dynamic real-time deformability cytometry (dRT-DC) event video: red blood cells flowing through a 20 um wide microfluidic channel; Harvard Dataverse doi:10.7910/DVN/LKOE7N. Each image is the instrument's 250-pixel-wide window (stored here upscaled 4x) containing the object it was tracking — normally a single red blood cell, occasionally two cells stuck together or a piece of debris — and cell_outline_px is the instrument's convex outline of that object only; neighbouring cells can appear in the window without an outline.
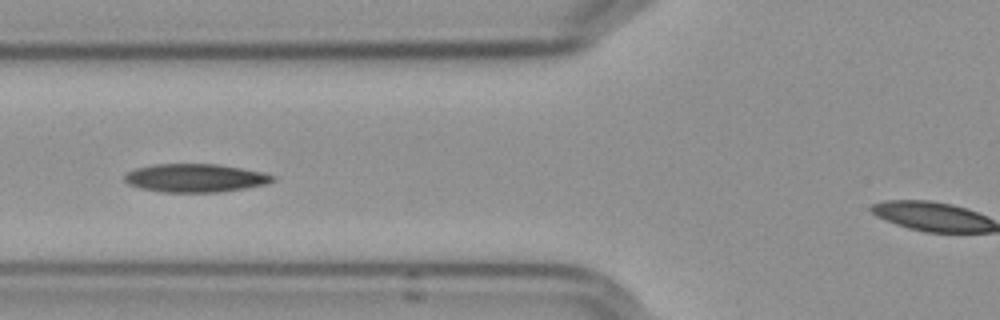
{"species": "Egyptian fruit bat (a non-hibernating species)", "species_latin": "Rousettus aegyptiacus", "temperature_condition": "cold", "stored_images_in_passage": 40, "camera_frame_rate_fps": 3000, "um_per_image_px": 0.085, "frame": {"image": 1, "passage_image": 18, "time_ms": 5.667, "image_size_px": [1000, 320], "cell_outline_px": [[276, 180], [264, 184], [244, 188], [216, 192], [164, 192], [140, 188], [128, 184], [124, 180], [124, 176], [128, 172], [136, 168], [156, 164], [216, 164], [264, 172], [276, 176]], "centroid_in_image_um": [16.6, 15.12], "position_along_channel_um": 109.2, "area_um2": 24.28}, "authors_computed_cell_mechanics": {"area_um2": 23.8136, "velocity_mm_per_s": 3.586, "shape_relaxation_time_tau1_ms": 10.2704, "shape_relaxation_time_tau2_ms": 5.0249, "deformation_change_tau1": 0.2259, "deformation_change_tau2": 0.0914}}